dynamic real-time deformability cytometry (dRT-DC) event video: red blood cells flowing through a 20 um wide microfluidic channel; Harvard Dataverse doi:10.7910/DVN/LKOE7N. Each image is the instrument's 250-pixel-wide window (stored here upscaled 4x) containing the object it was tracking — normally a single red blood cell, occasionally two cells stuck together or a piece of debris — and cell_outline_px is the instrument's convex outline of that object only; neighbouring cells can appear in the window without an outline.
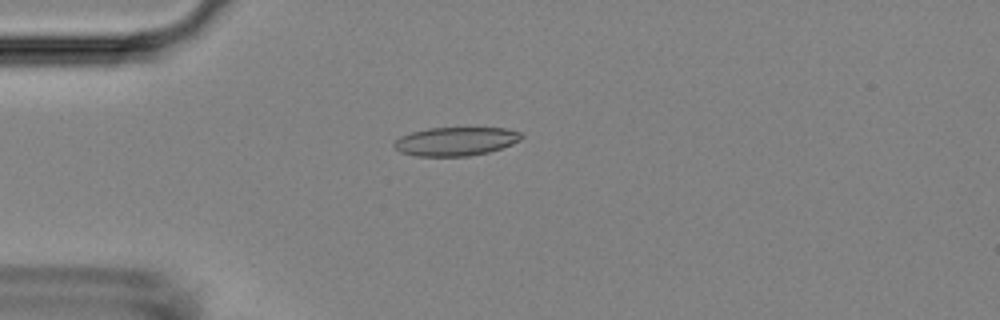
{"species": "Egyptian fruit bat (a non-hibernating species)", "species_latin": "Rousettus aegyptiacus", "temperature_condition": "room temperature", "stored_images_in_passage": 42, "camera_frame_rate_fps": 3000, "um_per_image_px": 0.085, "animal": {"sex": "female"}, "frame": {"image": 1, "passage_image": 2, "time_ms": 0.333, "image_size_px": [1000, 320], "cell_outline_px": [[524, 136], [520, 140], [512, 144], [488, 152], [468, 156], [416, 156], [400, 152], [392, 144], [400, 136], [412, 132], [428, 128], [504, 128], [520, 132]], "centroid_in_image_um": [38.72, 12.01], "position_along_channel_um": 46.3, "area_um2": 21.15}}
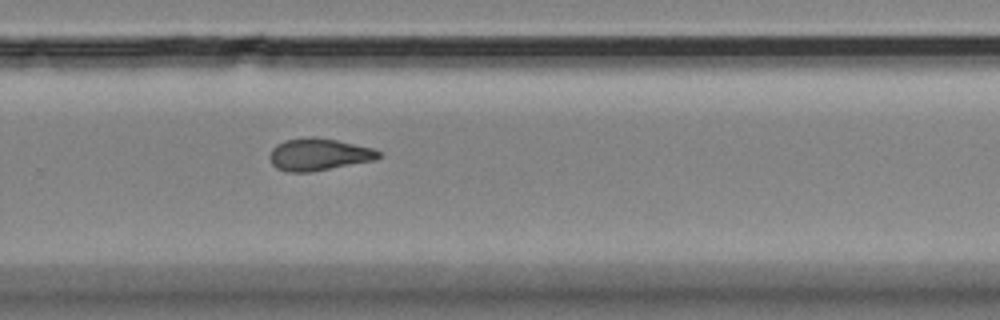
{"frame": {"image": 2, "passage_image": 24, "time_ms": 7.667, "image_size_px": [1000, 320], "cell_outline_px": [[380, 156], [376, 160], [312, 172], [284, 172], [276, 168], [272, 164], [268, 156], [272, 148], [276, 144], [284, 140], [308, 136], [316, 136], [336, 140], [372, 148], [380, 152]], "centroid_in_image_um": [27.04, 13.13], "position_along_channel_um": 302.8, "area_um2": 20.69}}
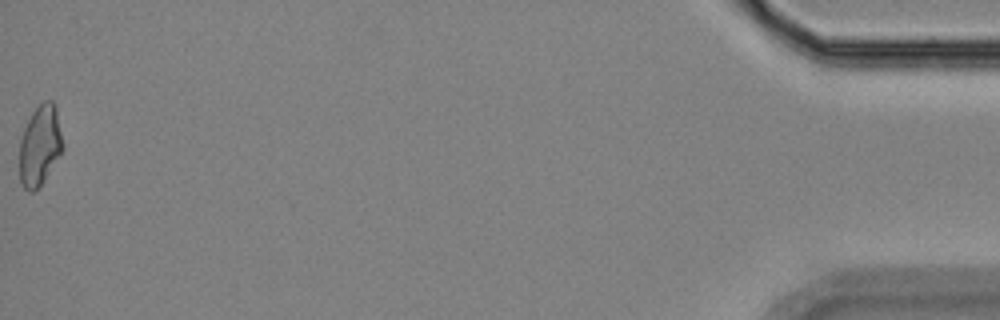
{"frame": {"image": 3, "passage_image": 42, "time_ms": 13.667, "image_size_px": [1000, 320], "cell_outline_px": [[64, 148], [40, 184], [32, 192], [28, 192], [24, 188], [20, 180], [20, 140], [24, 128], [32, 112], [44, 100], [52, 100], [56, 104], [64, 144]], "centroid_in_image_um": [3.41, 12.31], "position_along_channel_um": 431.8, "area_um2": 20.11}, "authors_computed_cell_mechanics": {"area_um2": 20.3456, "velocity_mm_per_s": 3.729, "shape_relaxation_time_tau1_ms": null, "shape_relaxation_time_tau2_ms": 3.9951, "deformation_change_tau1": null, "deformation_change_tau2": 0.1211}}